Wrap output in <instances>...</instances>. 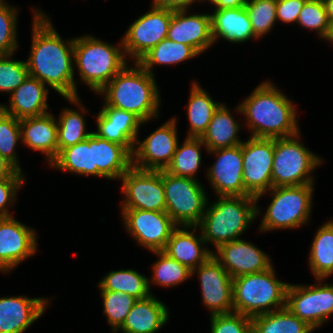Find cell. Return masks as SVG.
<instances>
[{"label":"cell","mask_w":333,"mask_h":333,"mask_svg":"<svg viewBox=\"0 0 333 333\" xmlns=\"http://www.w3.org/2000/svg\"><path fill=\"white\" fill-rule=\"evenodd\" d=\"M94 176L121 178L132 167V155L121 145L93 132Z\"/></svg>","instance_id":"26"},{"label":"cell","mask_w":333,"mask_h":333,"mask_svg":"<svg viewBox=\"0 0 333 333\" xmlns=\"http://www.w3.org/2000/svg\"><path fill=\"white\" fill-rule=\"evenodd\" d=\"M286 307L300 320L316 329L333 314V285L288 284Z\"/></svg>","instance_id":"12"},{"label":"cell","mask_w":333,"mask_h":333,"mask_svg":"<svg viewBox=\"0 0 333 333\" xmlns=\"http://www.w3.org/2000/svg\"><path fill=\"white\" fill-rule=\"evenodd\" d=\"M197 55L199 53L193 47L166 38L148 51L138 63L150 74H153L151 68L154 64H176Z\"/></svg>","instance_id":"34"},{"label":"cell","mask_w":333,"mask_h":333,"mask_svg":"<svg viewBox=\"0 0 333 333\" xmlns=\"http://www.w3.org/2000/svg\"><path fill=\"white\" fill-rule=\"evenodd\" d=\"M167 309L152 294L138 299L120 329L123 333H156L168 320Z\"/></svg>","instance_id":"27"},{"label":"cell","mask_w":333,"mask_h":333,"mask_svg":"<svg viewBox=\"0 0 333 333\" xmlns=\"http://www.w3.org/2000/svg\"><path fill=\"white\" fill-rule=\"evenodd\" d=\"M23 178V175L0 154V179Z\"/></svg>","instance_id":"49"},{"label":"cell","mask_w":333,"mask_h":333,"mask_svg":"<svg viewBox=\"0 0 333 333\" xmlns=\"http://www.w3.org/2000/svg\"><path fill=\"white\" fill-rule=\"evenodd\" d=\"M12 55L0 56V91L9 93L16 90L29 75L26 62L10 60Z\"/></svg>","instance_id":"44"},{"label":"cell","mask_w":333,"mask_h":333,"mask_svg":"<svg viewBox=\"0 0 333 333\" xmlns=\"http://www.w3.org/2000/svg\"><path fill=\"white\" fill-rule=\"evenodd\" d=\"M275 276L271 267L266 271L233 278L234 312L252 318L286 307L288 283L278 281Z\"/></svg>","instance_id":"5"},{"label":"cell","mask_w":333,"mask_h":333,"mask_svg":"<svg viewBox=\"0 0 333 333\" xmlns=\"http://www.w3.org/2000/svg\"><path fill=\"white\" fill-rule=\"evenodd\" d=\"M159 256V260L153 265V282L166 287L180 284L192 276V271L170 258L163 251H154Z\"/></svg>","instance_id":"39"},{"label":"cell","mask_w":333,"mask_h":333,"mask_svg":"<svg viewBox=\"0 0 333 333\" xmlns=\"http://www.w3.org/2000/svg\"><path fill=\"white\" fill-rule=\"evenodd\" d=\"M215 5L216 9H228L245 7L249 0H208Z\"/></svg>","instance_id":"50"},{"label":"cell","mask_w":333,"mask_h":333,"mask_svg":"<svg viewBox=\"0 0 333 333\" xmlns=\"http://www.w3.org/2000/svg\"><path fill=\"white\" fill-rule=\"evenodd\" d=\"M297 23L302 27L317 30L320 37L326 39L330 22L323 0H306L299 13Z\"/></svg>","instance_id":"42"},{"label":"cell","mask_w":333,"mask_h":333,"mask_svg":"<svg viewBox=\"0 0 333 333\" xmlns=\"http://www.w3.org/2000/svg\"><path fill=\"white\" fill-rule=\"evenodd\" d=\"M36 233L15 220L0 217V270L6 273L36 252Z\"/></svg>","instance_id":"17"},{"label":"cell","mask_w":333,"mask_h":333,"mask_svg":"<svg viewBox=\"0 0 333 333\" xmlns=\"http://www.w3.org/2000/svg\"><path fill=\"white\" fill-rule=\"evenodd\" d=\"M19 139H21L20 120L0 108V154L21 172L14 153Z\"/></svg>","instance_id":"40"},{"label":"cell","mask_w":333,"mask_h":333,"mask_svg":"<svg viewBox=\"0 0 333 333\" xmlns=\"http://www.w3.org/2000/svg\"><path fill=\"white\" fill-rule=\"evenodd\" d=\"M135 66L126 64L98 93H105L104 107L132 112L145 123L157 117L160 96L153 74L138 62Z\"/></svg>","instance_id":"3"},{"label":"cell","mask_w":333,"mask_h":333,"mask_svg":"<svg viewBox=\"0 0 333 333\" xmlns=\"http://www.w3.org/2000/svg\"><path fill=\"white\" fill-rule=\"evenodd\" d=\"M225 105L221 104L214 112L206 131L200 137L207 151L235 147L243 142L238 139V123Z\"/></svg>","instance_id":"29"},{"label":"cell","mask_w":333,"mask_h":333,"mask_svg":"<svg viewBox=\"0 0 333 333\" xmlns=\"http://www.w3.org/2000/svg\"><path fill=\"white\" fill-rule=\"evenodd\" d=\"M83 116L78 111L64 109L58 122V153L69 146L85 141L93 132H86Z\"/></svg>","instance_id":"37"},{"label":"cell","mask_w":333,"mask_h":333,"mask_svg":"<svg viewBox=\"0 0 333 333\" xmlns=\"http://www.w3.org/2000/svg\"><path fill=\"white\" fill-rule=\"evenodd\" d=\"M197 271L201 282L203 304L210 309L211 315L231 313L233 310V278L211 255L199 265Z\"/></svg>","instance_id":"16"},{"label":"cell","mask_w":333,"mask_h":333,"mask_svg":"<svg viewBox=\"0 0 333 333\" xmlns=\"http://www.w3.org/2000/svg\"><path fill=\"white\" fill-rule=\"evenodd\" d=\"M299 136L274 139L272 187L313 184L309 174L322 160L298 141Z\"/></svg>","instance_id":"7"},{"label":"cell","mask_w":333,"mask_h":333,"mask_svg":"<svg viewBox=\"0 0 333 333\" xmlns=\"http://www.w3.org/2000/svg\"><path fill=\"white\" fill-rule=\"evenodd\" d=\"M175 118L169 120L143 142L136 141L139 147L132 154V166L141 170H166L170 165L178 145ZM135 156V157H134Z\"/></svg>","instance_id":"15"},{"label":"cell","mask_w":333,"mask_h":333,"mask_svg":"<svg viewBox=\"0 0 333 333\" xmlns=\"http://www.w3.org/2000/svg\"><path fill=\"white\" fill-rule=\"evenodd\" d=\"M17 10L0 0V56L14 54L17 49Z\"/></svg>","instance_id":"43"},{"label":"cell","mask_w":333,"mask_h":333,"mask_svg":"<svg viewBox=\"0 0 333 333\" xmlns=\"http://www.w3.org/2000/svg\"><path fill=\"white\" fill-rule=\"evenodd\" d=\"M306 0H276V19L285 23L297 22Z\"/></svg>","instance_id":"47"},{"label":"cell","mask_w":333,"mask_h":333,"mask_svg":"<svg viewBox=\"0 0 333 333\" xmlns=\"http://www.w3.org/2000/svg\"><path fill=\"white\" fill-rule=\"evenodd\" d=\"M103 298L104 314L108 318V323L112 325L113 331H118L124 324L128 313L138 300L132 295L109 290H101Z\"/></svg>","instance_id":"38"},{"label":"cell","mask_w":333,"mask_h":333,"mask_svg":"<svg viewBox=\"0 0 333 333\" xmlns=\"http://www.w3.org/2000/svg\"><path fill=\"white\" fill-rule=\"evenodd\" d=\"M120 179L126 196L122 209L166 212L162 170H141L132 166Z\"/></svg>","instance_id":"11"},{"label":"cell","mask_w":333,"mask_h":333,"mask_svg":"<svg viewBox=\"0 0 333 333\" xmlns=\"http://www.w3.org/2000/svg\"><path fill=\"white\" fill-rule=\"evenodd\" d=\"M33 40L26 61L29 75L46 83L73 104L79 103L72 60L74 39L65 42L54 30L48 17L34 13Z\"/></svg>","instance_id":"1"},{"label":"cell","mask_w":333,"mask_h":333,"mask_svg":"<svg viewBox=\"0 0 333 333\" xmlns=\"http://www.w3.org/2000/svg\"><path fill=\"white\" fill-rule=\"evenodd\" d=\"M216 254L213 253L214 257L232 278L266 271L272 267L267 254L242 239L221 244Z\"/></svg>","instance_id":"19"},{"label":"cell","mask_w":333,"mask_h":333,"mask_svg":"<svg viewBox=\"0 0 333 333\" xmlns=\"http://www.w3.org/2000/svg\"><path fill=\"white\" fill-rule=\"evenodd\" d=\"M236 109L247 117L252 137L275 139L299 133L294 105L270 82L256 87Z\"/></svg>","instance_id":"2"},{"label":"cell","mask_w":333,"mask_h":333,"mask_svg":"<svg viewBox=\"0 0 333 333\" xmlns=\"http://www.w3.org/2000/svg\"><path fill=\"white\" fill-rule=\"evenodd\" d=\"M251 319L253 333H311L314 330L287 307Z\"/></svg>","instance_id":"30"},{"label":"cell","mask_w":333,"mask_h":333,"mask_svg":"<svg viewBox=\"0 0 333 333\" xmlns=\"http://www.w3.org/2000/svg\"><path fill=\"white\" fill-rule=\"evenodd\" d=\"M166 213L178 226H197L205 213L207 197L196 179L162 170Z\"/></svg>","instance_id":"8"},{"label":"cell","mask_w":333,"mask_h":333,"mask_svg":"<svg viewBox=\"0 0 333 333\" xmlns=\"http://www.w3.org/2000/svg\"><path fill=\"white\" fill-rule=\"evenodd\" d=\"M47 94L46 85L39 79L28 75L24 82L11 93L9 106L0 104V108L19 120L42 116L48 113L46 112L48 109Z\"/></svg>","instance_id":"23"},{"label":"cell","mask_w":333,"mask_h":333,"mask_svg":"<svg viewBox=\"0 0 333 333\" xmlns=\"http://www.w3.org/2000/svg\"><path fill=\"white\" fill-rule=\"evenodd\" d=\"M120 47L89 35L74 39L73 58L91 90L99 92L127 64L123 43Z\"/></svg>","instance_id":"6"},{"label":"cell","mask_w":333,"mask_h":333,"mask_svg":"<svg viewBox=\"0 0 333 333\" xmlns=\"http://www.w3.org/2000/svg\"><path fill=\"white\" fill-rule=\"evenodd\" d=\"M274 139L252 137L242 143L245 196L256 201L272 188Z\"/></svg>","instance_id":"10"},{"label":"cell","mask_w":333,"mask_h":333,"mask_svg":"<svg viewBox=\"0 0 333 333\" xmlns=\"http://www.w3.org/2000/svg\"><path fill=\"white\" fill-rule=\"evenodd\" d=\"M256 198L252 196H219L199 223L205 242L218 248L221 244L239 239L249 223L259 213Z\"/></svg>","instance_id":"4"},{"label":"cell","mask_w":333,"mask_h":333,"mask_svg":"<svg viewBox=\"0 0 333 333\" xmlns=\"http://www.w3.org/2000/svg\"><path fill=\"white\" fill-rule=\"evenodd\" d=\"M208 152L218 155L216 162L207 173L217 195L245 196L242 144Z\"/></svg>","instance_id":"18"},{"label":"cell","mask_w":333,"mask_h":333,"mask_svg":"<svg viewBox=\"0 0 333 333\" xmlns=\"http://www.w3.org/2000/svg\"><path fill=\"white\" fill-rule=\"evenodd\" d=\"M150 281L133 269L111 271L99 282L101 290L123 292L137 299L147 298L150 292Z\"/></svg>","instance_id":"35"},{"label":"cell","mask_w":333,"mask_h":333,"mask_svg":"<svg viewBox=\"0 0 333 333\" xmlns=\"http://www.w3.org/2000/svg\"><path fill=\"white\" fill-rule=\"evenodd\" d=\"M125 226L134 239L151 251H163L177 227L166 212L122 209Z\"/></svg>","instance_id":"14"},{"label":"cell","mask_w":333,"mask_h":333,"mask_svg":"<svg viewBox=\"0 0 333 333\" xmlns=\"http://www.w3.org/2000/svg\"><path fill=\"white\" fill-rule=\"evenodd\" d=\"M25 180L23 178L0 179V217H10L6 206L12 204L16 191ZM7 204V205H6Z\"/></svg>","instance_id":"46"},{"label":"cell","mask_w":333,"mask_h":333,"mask_svg":"<svg viewBox=\"0 0 333 333\" xmlns=\"http://www.w3.org/2000/svg\"><path fill=\"white\" fill-rule=\"evenodd\" d=\"M326 40H329L333 43V22L330 23V29L326 37Z\"/></svg>","instance_id":"52"},{"label":"cell","mask_w":333,"mask_h":333,"mask_svg":"<svg viewBox=\"0 0 333 333\" xmlns=\"http://www.w3.org/2000/svg\"><path fill=\"white\" fill-rule=\"evenodd\" d=\"M172 10L152 7L129 27L122 39L125 55L138 62L148 51L167 38Z\"/></svg>","instance_id":"13"},{"label":"cell","mask_w":333,"mask_h":333,"mask_svg":"<svg viewBox=\"0 0 333 333\" xmlns=\"http://www.w3.org/2000/svg\"><path fill=\"white\" fill-rule=\"evenodd\" d=\"M210 16L213 42L219 37L233 43L257 38L245 7L215 9Z\"/></svg>","instance_id":"28"},{"label":"cell","mask_w":333,"mask_h":333,"mask_svg":"<svg viewBox=\"0 0 333 333\" xmlns=\"http://www.w3.org/2000/svg\"><path fill=\"white\" fill-rule=\"evenodd\" d=\"M144 122L132 112L115 107H103L97 116V132L101 138L123 146L131 155L138 128Z\"/></svg>","instance_id":"20"},{"label":"cell","mask_w":333,"mask_h":333,"mask_svg":"<svg viewBox=\"0 0 333 333\" xmlns=\"http://www.w3.org/2000/svg\"><path fill=\"white\" fill-rule=\"evenodd\" d=\"M309 264L316 280L333 273V221L319 228L310 250Z\"/></svg>","instance_id":"33"},{"label":"cell","mask_w":333,"mask_h":333,"mask_svg":"<svg viewBox=\"0 0 333 333\" xmlns=\"http://www.w3.org/2000/svg\"><path fill=\"white\" fill-rule=\"evenodd\" d=\"M204 145L200 138L186 137L181 147L176 151L166 171L175 176L194 178L201 164L200 147Z\"/></svg>","instance_id":"36"},{"label":"cell","mask_w":333,"mask_h":333,"mask_svg":"<svg viewBox=\"0 0 333 333\" xmlns=\"http://www.w3.org/2000/svg\"><path fill=\"white\" fill-rule=\"evenodd\" d=\"M187 10H172L167 38L193 47L199 54L214 42L209 14L186 15Z\"/></svg>","instance_id":"21"},{"label":"cell","mask_w":333,"mask_h":333,"mask_svg":"<svg viewBox=\"0 0 333 333\" xmlns=\"http://www.w3.org/2000/svg\"><path fill=\"white\" fill-rule=\"evenodd\" d=\"M313 184L272 187L273 200L261 222V231L297 228L309 219Z\"/></svg>","instance_id":"9"},{"label":"cell","mask_w":333,"mask_h":333,"mask_svg":"<svg viewBox=\"0 0 333 333\" xmlns=\"http://www.w3.org/2000/svg\"><path fill=\"white\" fill-rule=\"evenodd\" d=\"M245 8L257 38L269 32L277 21L276 0H249Z\"/></svg>","instance_id":"41"},{"label":"cell","mask_w":333,"mask_h":333,"mask_svg":"<svg viewBox=\"0 0 333 333\" xmlns=\"http://www.w3.org/2000/svg\"><path fill=\"white\" fill-rule=\"evenodd\" d=\"M195 0H153L154 7L166 8L173 11L187 10V7L191 5ZM201 1V0H199Z\"/></svg>","instance_id":"48"},{"label":"cell","mask_w":333,"mask_h":333,"mask_svg":"<svg viewBox=\"0 0 333 333\" xmlns=\"http://www.w3.org/2000/svg\"><path fill=\"white\" fill-rule=\"evenodd\" d=\"M184 227L183 229H179L177 226L174 229L163 252L192 271L194 269L196 270V268L204 263L213 253L207 248L202 249L201 245L206 243L202 233L199 237L193 235L197 230V226ZM186 228H193L194 230L190 232L187 231Z\"/></svg>","instance_id":"25"},{"label":"cell","mask_w":333,"mask_h":333,"mask_svg":"<svg viewBox=\"0 0 333 333\" xmlns=\"http://www.w3.org/2000/svg\"><path fill=\"white\" fill-rule=\"evenodd\" d=\"M329 22H333V0H323Z\"/></svg>","instance_id":"51"},{"label":"cell","mask_w":333,"mask_h":333,"mask_svg":"<svg viewBox=\"0 0 333 333\" xmlns=\"http://www.w3.org/2000/svg\"><path fill=\"white\" fill-rule=\"evenodd\" d=\"M211 333H253L252 319L237 312L211 315Z\"/></svg>","instance_id":"45"},{"label":"cell","mask_w":333,"mask_h":333,"mask_svg":"<svg viewBox=\"0 0 333 333\" xmlns=\"http://www.w3.org/2000/svg\"><path fill=\"white\" fill-rule=\"evenodd\" d=\"M187 106L190 131L188 137L200 138L206 131L214 112L221 105L211 97L196 82L192 84Z\"/></svg>","instance_id":"32"},{"label":"cell","mask_w":333,"mask_h":333,"mask_svg":"<svg viewBox=\"0 0 333 333\" xmlns=\"http://www.w3.org/2000/svg\"><path fill=\"white\" fill-rule=\"evenodd\" d=\"M21 140L33 150L42 151L51 163L58 155L57 121L50 114L20 119Z\"/></svg>","instance_id":"24"},{"label":"cell","mask_w":333,"mask_h":333,"mask_svg":"<svg viewBox=\"0 0 333 333\" xmlns=\"http://www.w3.org/2000/svg\"><path fill=\"white\" fill-rule=\"evenodd\" d=\"M50 164L64 171L94 176L93 133L85 141L62 149Z\"/></svg>","instance_id":"31"},{"label":"cell","mask_w":333,"mask_h":333,"mask_svg":"<svg viewBox=\"0 0 333 333\" xmlns=\"http://www.w3.org/2000/svg\"><path fill=\"white\" fill-rule=\"evenodd\" d=\"M44 298L1 297L0 333H23L45 311Z\"/></svg>","instance_id":"22"}]
</instances>
